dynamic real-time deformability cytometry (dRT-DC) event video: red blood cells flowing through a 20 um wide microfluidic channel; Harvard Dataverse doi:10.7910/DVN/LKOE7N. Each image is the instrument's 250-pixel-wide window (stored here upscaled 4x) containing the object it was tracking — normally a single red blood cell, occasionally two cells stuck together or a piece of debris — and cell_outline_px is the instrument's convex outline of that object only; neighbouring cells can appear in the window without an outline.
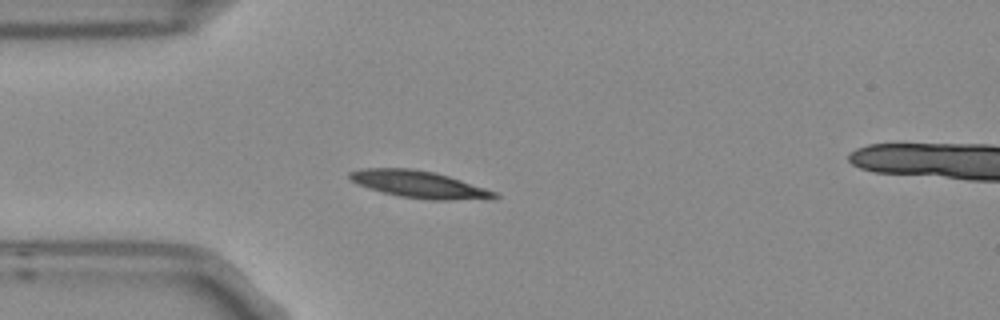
{"species": "Egyptian fruit bat (a non-hibernating species)", "species_latin": "Rousettus aegyptiacus", "temperature_condition": "room temperature", "stored_images_in_passage": 3, "camera_frame_rate_fps": 3000, "um_per_image_px": 0.085, "frame": {"image": 1, "passage_image": 2, "time_ms": 0.333, "image_size_px": [1000, 320], "cell_outline_px": [[500, 196], [488, 200], [428, 200], [400, 196], [368, 188], [356, 184], [348, 176], [348, 172], [360, 168], [412, 168], [432, 172], [448, 176], [496, 192]], "centroid_in_image_um": [35.62, 15.68], "position_along_channel_um": 49.4, "area_um2": 22.89}}